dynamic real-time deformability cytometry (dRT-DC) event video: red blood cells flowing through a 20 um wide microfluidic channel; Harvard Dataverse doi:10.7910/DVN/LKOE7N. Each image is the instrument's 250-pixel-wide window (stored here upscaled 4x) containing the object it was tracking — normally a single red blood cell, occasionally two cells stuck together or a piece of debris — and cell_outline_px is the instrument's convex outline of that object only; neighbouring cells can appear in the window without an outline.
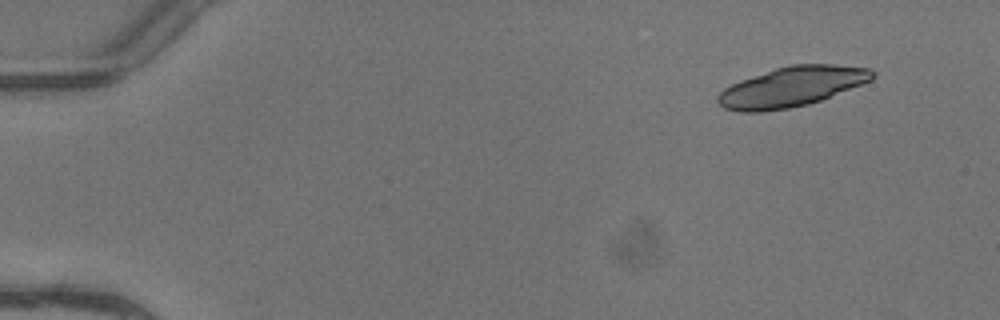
{"species": "common noctule bat (a hibernating species)", "species_latin": "Nyctalus noctula", "temperature_condition": "warm", "stored_images_in_passage": 5, "camera_frame_rate_fps": 3000, "um_per_image_px": 0.085, "animal": {"sex": "female"}, "frame": {"image": 1, "passage_image": 1, "time_ms": 0.0, "image_size_px": [1000, 320], "cell_outline_px": [[876, 76], [872, 80], [820, 100], [808, 104], [788, 108], [760, 112], [740, 112], [724, 108], [716, 100], [716, 96], [724, 88], [740, 80], [776, 68], [792, 64], [836, 64], [872, 68], [876, 72]], "centroid_in_image_um": [67.31, 7.36], "position_along_channel_um": 17.7, "area_um2": 35.95}}
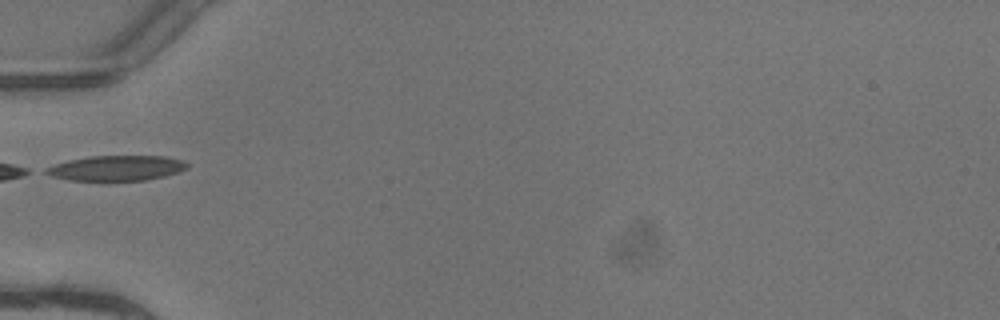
{"frame": {"image": 2, "passage_image": 5, "time_ms": 1.333, "image_size_px": [1000, 320], "cell_outline_px": [[188, 168], [180, 172], [164, 176], [144, 180], [68, 180], [52, 176], [44, 172], [44, 168], [68, 160], [88, 156], [164, 156], [184, 160], [188, 164]], "centroid_in_image_um": [9.92, 14.28], "position_along_channel_um": 75.1, "area_um2": 20.69}}